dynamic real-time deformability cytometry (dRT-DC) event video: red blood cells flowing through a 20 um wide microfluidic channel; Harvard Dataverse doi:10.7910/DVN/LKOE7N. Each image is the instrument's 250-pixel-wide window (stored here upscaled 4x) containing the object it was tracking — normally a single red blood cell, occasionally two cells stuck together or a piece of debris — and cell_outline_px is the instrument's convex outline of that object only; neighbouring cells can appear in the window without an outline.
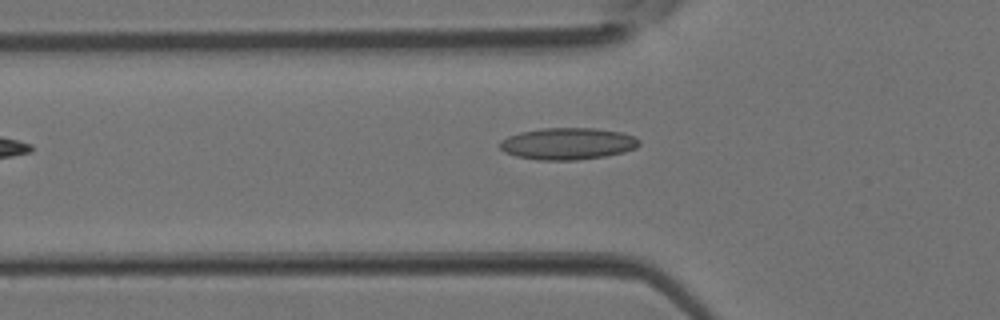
{"species": "Egyptian fruit bat (a non-hibernating species)", "species_latin": "Rousettus aegyptiacus", "temperature_condition": "room temperature", "stored_images_in_passage": 4, "camera_frame_rate_fps": 3000, "um_per_image_px": 0.085, "animal": {"sex": "female"}, "frame": {"image": 1, "passage_image": 4, "time_ms": 1.0, "image_size_px": [1000, 320], "cell_outline_px": [[640, 144], [636, 148], [624, 152], [604, 156], [576, 160], [536, 160], [516, 156], [504, 152], [500, 148], [500, 140], [508, 136], [520, 132], [544, 128], [592, 128], [620, 132], [632, 136], [640, 140]], "centroid_in_image_um": [48.23, 12.22], "position_along_channel_um": 77.6, "area_um2": 25.78}}